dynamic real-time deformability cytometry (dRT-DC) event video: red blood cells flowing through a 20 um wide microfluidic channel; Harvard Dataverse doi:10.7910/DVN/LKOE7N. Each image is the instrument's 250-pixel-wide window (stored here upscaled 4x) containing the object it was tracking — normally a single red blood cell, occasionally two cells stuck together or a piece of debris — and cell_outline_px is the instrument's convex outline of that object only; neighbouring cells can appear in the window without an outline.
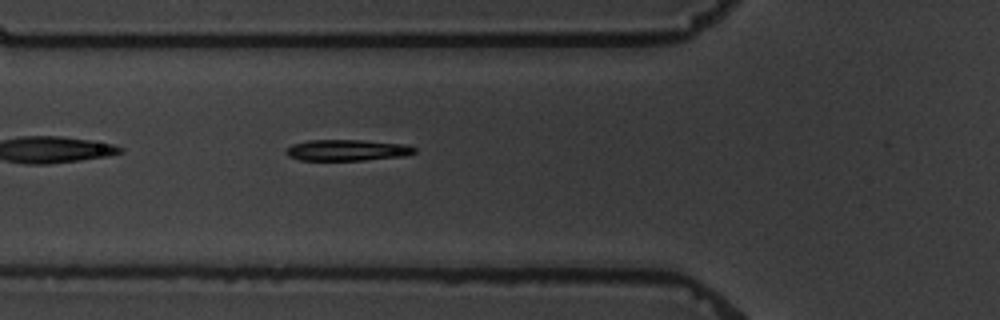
{"species": "common noctule bat (a hibernating species)", "species_latin": "Nyctalus noctula", "temperature_condition": "warm", "stored_images_in_passage": 2, "camera_frame_rate_fps": 3000, "um_per_image_px": 0.085, "animal": {"sex": "male", "body_mass_g": 19.5, "forearm_length_mm": 54.6}, "frame": {"image": 1, "passage_image": 2, "time_ms": 1.333, "image_size_px": [1000, 320], "cell_outline_px": [[416, 152], [404, 156], [364, 160], [300, 160], [288, 156], [284, 152], [292, 144], [308, 140], [364, 140], [408, 144], [416, 148]], "centroid_in_image_um": [29.53, 12.76], "position_along_channel_um": 96.3, "area_um2": 15.95}}